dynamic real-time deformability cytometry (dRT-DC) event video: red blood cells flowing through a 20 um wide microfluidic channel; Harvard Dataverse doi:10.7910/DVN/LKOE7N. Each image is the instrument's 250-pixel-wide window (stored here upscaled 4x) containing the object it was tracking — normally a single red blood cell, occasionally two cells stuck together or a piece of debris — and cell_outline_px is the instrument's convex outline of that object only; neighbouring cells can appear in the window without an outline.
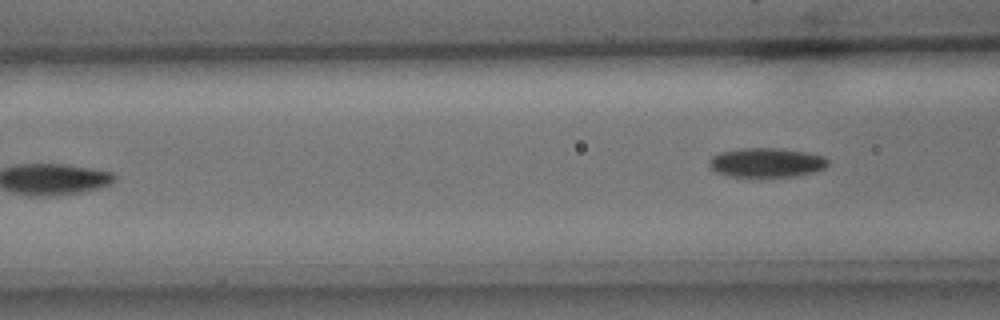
{"species": "common noctule bat (a hibernating species)", "species_latin": "Nyctalus noctula", "temperature_condition": "cold", "stored_images_in_passage": 5, "camera_frame_rate_fps": 3000, "um_per_image_px": 0.085, "animal": {"sex": "male", "body_mass_g": 15.6}, "frame": {"image": 1, "passage_image": 5, "time_ms": 1.333, "image_size_px": [1000, 320], "cell_outline_px": [[828, 164], [824, 168], [812, 172], [792, 176], [728, 176], [716, 172], [708, 164], [708, 160], [712, 156], [720, 152], [740, 148], [780, 148], [804, 152], [824, 156], [828, 160]], "centroid_in_image_um": [65.11, 13.8], "position_along_channel_um": 101.5, "area_um2": 20.11}}